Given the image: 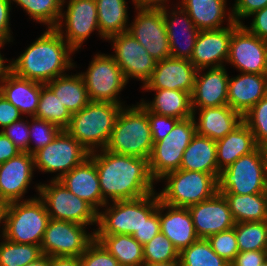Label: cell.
<instances>
[{
    "instance_id": "1",
    "label": "cell",
    "mask_w": 267,
    "mask_h": 266,
    "mask_svg": "<svg viewBox=\"0 0 267 266\" xmlns=\"http://www.w3.org/2000/svg\"><path fill=\"white\" fill-rule=\"evenodd\" d=\"M89 156L96 165L106 202L137 199L155 192L156 181L150 175L148 159L106 149L91 152Z\"/></svg>"
},
{
    "instance_id": "2",
    "label": "cell",
    "mask_w": 267,
    "mask_h": 266,
    "mask_svg": "<svg viewBox=\"0 0 267 266\" xmlns=\"http://www.w3.org/2000/svg\"><path fill=\"white\" fill-rule=\"evenodd\" d=\"M75 50L55 28L46 31L29 45L16 59H11L10 71L19 77L41 83L65 75L75 68L72 54Z\"/></svg>"
},
{
    "instance_id": "3",
    "label": "cell",
    "mask_w": 267,
    "mask_h": 266,
    "mask_svg": "<svg viewBox=\"0 0 267 266\" xmlns=\"http://www.w3.org/2000/svg\"><path fill=\"white\" fill-rule=\"evenodd\" d=\"M153 144L147 108L141 102L123 106L105 149L116 154L149 159Z\"/></svg>"
},
{
    "instance_id": "4",
    "label": "cell",
    "mask_w": 267,
    "mask_h": 266,
    "mask_svg": "<svg viewBox=\"0 0 267 266\" xmlns=\"http://www.w3.org/2000/svg\"><path fill=\"white\" fill-rule=\"evenodd\" d=\"M50 220L44 202L37 196L3 205L1 235L19 244L41 245Z\"/></svg>"
},
{
    "instance_id": "5",
    "label": "cell",
    "mask_w": 267,
    "mask_h": 266,
    "mask_svg": "<svg viewBox=\"0 0 267 266\" xmlns=\"http://www.w3.org/2000/svg\"><path fill=\"white\" fill-rule=\"evenodd\" d=\"M123 106L91 101L79 112L72 114L65 130L90 153L105 149Z\"/></svg>"
},
{
    "instance_id": "6",
    "label": "cell",
    "mask_w": 267,
    "mask_h": 266,
    "mask_svg": "<svg viewBox=\"0 0 267 266\" xmlns=\"http://www.w3.org/2000/svg\"><path fill=\"white\" fill-rule=\"evenodd\" d=\"M159 201L158 193L154 192L137 199L107 202L103 206L105 211L98 212L95 235H133L157 210Z\"/></svg>"
},
{
    "instance_id": "7",
    "label": "cell",
    "mask_w": 267,
    "mask_h": 266,
    "mask_svg": "<svg viewBox=\"0 0 267 266\" xmlns=\"http://www.w3.org/2000/svg\"><path fill=\"white\" fill-rule=\"evenodd\" d=\"M218 193L250 195L267 192V166L262 147L239 157L220 171Z\"/></svg>"
},
{
    "instance_id": "8",
    "label": "cell",
    "mask_w": 267,
    "mask_h": 266,
    "mask_svg": "<svg viewBox=\"0 0 267 266\" xmlns=\"http://www.w3.org/2000/svg\"><path fill=\"white\" fill-rule=\"evenodd\" d=\"M158 193L160 201L176 207H189L211 198L217 192V178L199 171L175 170L165 174Z\"/></svg>"
},
{
    "instance_id": "9",
    "label": "cell",
    "mask_w": 267,
    "mask_h": 266,
    "mask_svg": "<svg viewBox=\"0 0 267 266\" xmlns=\"http://www.w3.org/2000/svg\"><path fill=\"white\" fill-rule=\"evenodd\" d=\"M49 182L37 184L36 192L51 219L97 226L98 212L89 203L69 191L59 180Z\"/></svg>"
},
{
    "instance_id": "10",
    "label": "cell",
    "mask_w": 267,
    "mask_h": 266,
    "mask_svg": "<svg viewBox=\"0 0 267 266\" xmlns=\"http://www.w3.org/2000/svg\"><path fill=\"white\" fill-rule=\"evenodd\" d=\"M195 135L196 125L192 116L179 120L164 139L153 144L148 165L156 182L165 174L180 169L183 153Z\"/></svg>"
},
{
    "instance_id": "11",
    "label": "cell",
    "mask_w": 267,
    "mask_h": 266,
    "mask_svg": "<svg viewBox=\"0 0 267 266\" xmlns=\"http://www.w3.org/2000/svg\"><path fill=\"white\" fill-rule=\"evenodd\" d=\"M80 74L85 82L90 101L124 105L118 95L128 82L112 54L97 53L86 72Z\"/></svg>"
},
{
    "instance_id": "12",
    "label": "cell",
    "mask_w": 267,
    "mask_h": 266,
    "mask_svg": "<svg viewBox=\"0 0 267 266\" xmlns=\"http://www.w3.org/2000/svg\"><path fill=\"white\" fill-rule=\"evenodd\" d=\"M86 150L66 130H61L55 139L33 154L34 167L41 172L57 173L58 180L89 157Z\"/></svg>"
},
{
    "instance_id": "13",
    "label": "cell",
    "mask_w": 267,
    "mask_h": 266,
    "mask_svg": "<svg viewBox=\"0 0 267 266\" xmlns=\"http://www.w3.org/2000/svg\"><path fill=\"white\" fill-rule=\"evenodd\" d=\"M86 226L62 220H49L42 243V254L50 257H80L95 240Z\"/></svg>"
},
{
    "instance_id": "14",
    "label": "cell",
    "mask_w": 267,
    "mask_h": 266,
    "mask_svg": "<svg viewBox=\"0 0 267 266\" xmlns=\"http://www.w3.org/2000/svg\"><path fill=\"white\" fill-rule=\"evenodd\" d=\"M137 15L128 32L156 61L171 57L163 7H135Z\"/></svg>"
},
{
    "instance_id": "15",
    "label": "cell",
    "mask_w": 267,
    "mask_h": 266,
    "mask_svg": "<svg viewBox=\"0 0 267 266\" xmlns=\"http://www.w3.org/2000/svg\"><path fill=\"white\" fill-rule=\"evenodd\" d=\"M65 3H68L67 9H65L66 11L62 10L59 23L55 29L75 51L83 46V42L95 30L104 39L100 35L96 0H69L67 2L63 0V5Z\"/></svg>"
},
{
    "instance_id": "16",
    "label": "cell",
    "mask_w": 267,
    "mask_h": 266,
    "mask_svg": "<svg viewBox=\"0 0 267 266\" xmlns=\"http://www.w3.org/2000/svg\"><path fill=\"white\" fill-rule=\"evenodd\" d=\"M228 63L240 73L267 74V41L234 22Z\"/></svg>"
},
{
    "instance_id": "17",
    "label": "cell",
    "mask_w": 267,
    "mask_h": 266,
    "mask_svg": "<svg viewBox=\"0 0 267 266\" xmlns=\"http://www.w3.org/2000/svg\"><path fill=\"white\" fill-rule=\"evenodd\" d=\"M107 40L113 42L115 54L112 56L122 69L126 81L134 78L142 81L144 86L151 78L157 61L128 31L112 35Z\"/></svg>"
},
{
    "instance_id": "18",
    "label": "cell",
    "mask_w": 267,
    "mask_h": 266,
    "mask_svg": "<svg viewBox=\"0 0 267 266\" xmlns=\"http://www.w3.org/2000/svg\"><path fill=\"white\" fill-rule=\"evenodd\" d=\"M187 208L199 238L207 239L210 235L233 228L236 224L222 193L216 192L211 198Z\"/></svg>"
},
{
    "instance_id": "19",
    "label": "cell",
    "mask_w": 267,
    "mask_h": 266,
    "mask_svg": "<svg viewBox=\"0 0 267 266\" xmlns=\"http://www.w3.org/2000/svg\"><path fill=\"white\" fill-rule=\"evenodd\" d=\"M34 167L33 155L20 152L17 156L0 164V203L24 201V194L32 182Z\"/></svg>"
},
{
    "instance_id": "20",
    "label": "cell",
    "mask_w": 267,
    "mask_h": 266,
    "mask_svg": "<svg viewBox=\"0 0 267 266\" xmlns=\"http://www.w3.org/2000/svg\"><path fill=\"white\" fill-rule=\"evenodd\" d=\"M233 23L217 30H201L198 33L190 62L198 69L226 66Z\"/></svg>"
},
{
    "instance_id": "21",
    "label": "cell",
    "mask_w": 267,
    "mask_h": 266,
    "mask_svg": "<svg viewBox=\"0 0 267 266\" xmlns=\"http://www.w3.org/2000/svg\"><path fill=\"white\" fill-rule=\"evenodd\" d=\"M197 69L188 59L165 58L157 61L143 89H169L192 93Z\"/></svg>"
},
{
    "instance_id": "22",
    "label": "cell",
    "mask_w": 267,
    "mask_h": 266,
    "mask_svg": "<svg viewBox=\"0 0 267 266\" xmlns=\"http://www.w3.org/2000/svg\"><path fill=\"white\" fill-rule=\"evenodd\" d=\"M205 69H209L202 73ZM229 75L225 66L198 69L191 93V108L218 107L228 104Z\"/></svg>"
},
{
    "instance_id": "23",
    "label": "cell",
    "mask_w": 267,
    "mask_h": 266,
    "mask_svg": "<svg viewBox=\"0 0 267 266\" xmlns=\"http://www.w3.org/2000/svg\"><path fill=\"white\" fill-rule=\"evenodd\" d=\"M174 7L170 11L166 6H163V17L166 23L171 57L190 60L199 30L180 5H176L177 8ZM180 39H184L182 40L183 43Z\"/></svg>"
},
{
    "instance_id": "24",
    "label": "cell",
    "mask_w": 267,
    "mask_h": 266,
    "mask_svg": "<svg viewBox=\"0 0 267 266\" xmlns=\"http://www.w3.org/2000/svg\"><path fill=\"white\" fill-rule=\"evenodd\" d=\"M58 180L97 212L107 203L101 193L96 165L90 156Z\"/></svg>"
},
{
    "instance_id": "25",
    "label": "cell",
    "mask_w": 267,
    "mask_h": 266,
    "mask_svg": "<svg viewBox=\"0 0 267 266\" xmlns=\"http://www.w3.org/2000/svg\"><path fill=\"white\" fill-rule=\"evenodd\" d=\"M159 217L161 233L173 243L178 252L199 239L187 207L171 206L159 201Z\"/></svg>"
},
{
    "instance_id": "26",
    "label": "cell",
    "mask_w": 267,
    "mask_h": 266,
    "mask_svg": "<svg viewBox=\"0 0 267 266\" xmlns=\"http://www.w3.org/2000/svg\"><path fill=\"white\" fill-rule=\"evenodd\" d=\"M197 110L200 112L198 113V119L195 117ZM192 111L196 134L215 141L224 138L243 122V115L233 110L228 104L218 107L192 109Z\"/></svg>"
},
{
    "instance_id": "27",
    "label": "cell",
    "mask_w": 267,
    "mask_h": 266,
    "mask_svg": "<svg viewBox=\"0 0 267 266\" xmlns=\"http://www.w3.org/2000/svg\"><path fill=\"white\" fill-rule=\"evenodd\" d=\"M267 95V74L242 73L228 83V105L244 115Z\"/></svg>"
},
{
    "instance_id": "28",
    "label": "cell",
    "mask_w": 267,
    "mask_h": 266,
    "mask_svg": "<svg viewBox=\"0 0 267 266\" xmlns=\"http://www.w3.org/2000/svg\"><path fill=\"white\" fill-rule=\"evenodd\" d=\"M44 83L19 77L9 71L0 82V93L15 107L22 115L34 117L40 100L41 88Z\"/></svg>"
},
{
    "instance_id": "29",
    "label": "cell",
    "mask_w": 267,
    "mask_h": 266,
    "mask_svg": "<svg viewBox=\"0 0 267 266\" xmlns=\"http://www.w3.org/2000/svg\"><path fill=\"white\" fill-rule=\"evenodd\" d=\"M226 2L227 0H181L178 5L188 13L195 27L201 31L225 28L222 25L224 20L234 23L231 10L226 12Z\"/></svg>"
},
{
    "instance_id": "30",
    "label": "cell",
    "mask_w": 267,
    "mask_h": 266,
    "mask_svg": "<svg viewBox=\"0 0 267 266\" xmlns=\"http://www.w3.org/2000/svg\"><path fill=\"white\" fill-rule=\"evenodd\" d=\"M257 147L253 133L243 121L224 138L216 141L218 170L227 168L239 157L253 152Z\"/></svg>"
},
{
    "instance_id": "31",
    "label": "cell",
    "mask_w": 267,
    "mask_h": 266,
    "mask_svg": "<svg viewBox=\"0 0 267 266\" xmlns=\"http://www.w3.org/2000/svg\"><path fill=\"white\" fill-rule=\"evenodd\" d=\"M180 169L213 174L218 178L216 141L196 134L183 153Z\"/></svg>"
},
{
    "instance_id": "32",
    "label": "cell",
    "mask_w": 267,
    "mask_h": 266,
    "mask_svg": "<svg viewBox=\"0 0 267 266\" xmlns=\"http://www.w3.org/2000/svg\"><path fill=\"white\" fill-rule=\"evenodd\" d=\"M155 91L152 101L141 100V103L151 112L184 120L193 116L191 95L188 92L169 89H144Z\"/></svg>"
},
{
    "instance_id": "33",
    "label": "cell",
    "mask_w": 267,
    "mask_h": 266,
    "mask_svg": "<svg viewBox=\"0 0 267 266\" xmlns=\"http://www.w3.org/2000/svg\"><path fill=\"white\" fill-rule=\"evenodd\" d=\"M45 85L59 98L71 114L79 112L91 102L80 73L59 76Z\"/></svg>"
},
{
    "instance_id": "34",
    "label": "cell",
    "mask_w": 267,
    "mask_h": 266,
    "mask_svg": "<svg viewBox=\"0 0 267 266\" xmlns=\"http://www.w3.org/2000/svg\"><path fill=\"white\" fill-rule=\"evenodd\" d=\"M95 239L114 256L121 266H144L143 245L132 235H95Z\"/></svg>"
},
{
    "instance_id": "35",
    "label": "cell",
    "mask_w": 267,
    "mask_h": 266,
    "mask_svg": "<svg viewBox=\"0 0 267 266\" xmlns=\"http://www.w3.org/2000/svg\"><path fill=\"white\" fill-rule=\"evenodd\" d=\"M222 194L236 223L267 220V192L250 195Z\"/></svg>"
},
{
    "instance_id": "36",
    "label": "cell",
    "mask_w": 267,
    "mask_h": 266,
    "mask_svg": "<svg viewBox=\"0 0 267 266\" xmlns=\"http://www.w3.org/2000/svg\"><path fill=\"white\" fill-rule=\"evenodd\" d=\"M100 35L104 40L127 32L130 22L126 0H96Z\"/></svg>"
},
{
    "instance_id": "37",
    "label": "cell",
    "mask_w": 267,
    "mask_h": 266,
    "mask_svg": "<svg viewBox=\"0 0 267 266\" xmlns=\"http://www.w3.org/2000/svg\"><path fill=\"white\" fill-rule=\"evenodd\" d=\"M15 2L26 11L29 19L47 25V28H55L59 23L63 5V0H9Z\"/></svg>"
},
{
    "instance_id": "38",
    "label": "cell",
    "mask_w": 267,
    "mask_h": 266,
    "mask_svg": "<svg viewBox=\"0 0 267 266\" xmlns=\"http://www.w3.org/2000/svg\"><path fill=\"white\" fill-rule=\"evenodd\" d=\"M34 117L53 123L61 130H65L70 123L72 114L59 98L44 85L41 88L40 100Z\"/></svg>"
},
{
    "instance_id": "39",
    "label": "cell",
    "mask_w": 267,
    "mask_h": 266,
    "mask_svg": "<svg viewBox=\"0 0 267 266\" xmlns=\"http://www.w3.org/2000/svg\"><path fill=\"white\" fill-rule=\"evenodd\" d=\"M234 230L239 252L266 251L267 220L236 223Z\"/></svg>"
},
{
    "instance_id": "40",
    "label": "cell",
    "mask_w": 267,
    "mask_h": 266,
    "mask_svg": "<svg viewBox=\"0 0 267 266\" xmlns=\"http://www.w3.org/2000/svg\"><path fill=\"white\" fill-rule=\"evenodd\" d=\"M181 266H230L218 256L207 239L199 238L189 247L179 252Z\"/></svg>"
},
{
    "instance_id": "41",
    "label": "cell",
    "mask_w": 267,
    "mask_h": 266,
    "mask_svg": "<svg viewBox=\"0 0 267 266\" xmlns=\"http://www.w3.org/2000/svg\"><path fill=\"white\" fill-rule=\"evenodd\" d=\"M0 242V266H26L43 254L41 247L34 244H19L2 237Z\"/></svg>"
},
{
    "instance_id": "42",
    "label": "cell",
    "mask_w": 267,
    "mask_h": 266,
    "mask_svg": "<svg viewBox=\"0 0 267 266\" xmlns=\"http://www.w3.org/2000/svg\"><path fill=\"white\" fill-rule=\"evenodd\" d=\"M144 265L179 260V252L173 243L164 236L157 234L150 242L143 246Z\"/></svg>"
},
{
    "instance_id": "43",
    "label": "cell",
    "mask_w": 267,
    "mask_h": 266,
    "mask_svg": "<svg viewBox=\"0 0 267 266\" xmlns=\"http://www.w3.org/2000/svg\"><path fill=\"white\" fill-rule=\"evenodd\" d=\"M243 121L254 135L258 147L267 145V95L243 115Z\"/></svg>"
},
{
    "instance_id": "44",
    "label": "cell",
    "mask_w": 267,
    "mask_h": 266,
    "mask_svg": "<svg viewBox=\"0 0 267 266\" xmlns=\"http://www.w3.org/2000/svg\"><path fill=\"white\" fill-rule=\"evenodd\" d=\"M31 119L29 122V154L33 155L52 142L61 129L48 121L36 117H31ZM31 143L34 145L32 146Z\"/></svg>"
},
{
    "instance_id": "45",
    "label": "cell",
    "mask_w": 267,
    "mask_h": 266,
    "mask_svg": "<svg viewBox=\"0 0 267 266\" xmlns=\"http://www.w3.org/2000/svg\"><path fill=\"white\" fill-rule=\"evenodd\" d=\"M207 240L210 242L213 251L230 264L239 253L234 227L220 233L212 234Z\"/></svg>"
},
{
    "instance_id": "46",
    "label": "cell",
    "mask_w": 267,
    "mask_h": 266,
    "mask_svg": "<svg viewBox=\"0 0 267 266\" xmlns=\"http://www.w3.org/2000/svg\"><path fill=\"white\" fill-rule=\"evenodd\" d=\"M79 258L81 266H121L96 239Z\"/></svg>"
},
{
    "instance_id": "47",
    "label": "cell",
    "mask_w": 267,
    "mask_h": 266,
    "mask_svg": "<svg viewBox=\"0 0 267 266\" xmlns=\"http://www.w3.org/2000/svg\"><path fill=\"white\" fill-rule=\"evenodd\" d=\"M23 119L13 122L1 131L21 152L29 153V120Z\"/></svg>"
},
{
    "instance_id": "48",
    "label": "cell",
    "mask_w": 267,
    "mask_h": 266,
    "mask_svg": "<svg viewBox=\"0 0 267 266\" xmlns=\"http://www.w3.org/2000/svg\"><path fill=\"white\" fill-rule=\"evenodd\" d=\"M147 116L154 143L164 139L179 121L173 117L155 114L148 109Z\"/></svg>"
},
{
    "instance_id": "49",
    "label": "cell",
    "mask_w": 267,
    "mask_h": 266,
    "mask_svg": "<svg viewBox=\"0 0 267 266\" xmlns=\"http://www.w3.org/2000/svg\"><path fill=\"white\" fill-rule=\"evenodd\" d=\"M161 232L160 217H159V204L157 210L144 221L142 226L136 231L132 237L141 245L150 242L157 234Z\"/></svg>"
},
{
    "instance_id": "50",
    "label": "cell",
    "mask_w": 267,
    "mask_h": 266,
    "mask_svg": "<svg viewBox=\"0 0 267 266\" xmlns=\"http://www.w3.org/2000/svg\"><path fill=\"white\" fill-rule=\"evenodd\" d=\"M266 6L267 0H235L231 9L233 20L238 24H242L243 19Z\"/></svg>"
},
{
    "instance_id": "51",
    "label": "cell",
    "mask_w": 267,
    "mask_h": 266,
    "mask_svg": "<svg viewBox=\"0 0 267 266\" xmlns=\"http://www.w3.org/2000/svg\"><path fill=\"white\" fill-rule=\"evenodd\" d=\"M12 7L9 0H0V44L13 42L10 28V12Z\"/></svg>"
},
{
    "instance_id": "52",
    "label": "cell",
    "mask_w": 267,
    "mask_h": 266,
    "mask_svg": "<svg viewBox=\"0 0 267 266\" xmlns=\"http://www.w3.org/2000/svg\"><path fill=\"white\" fill-rule=\"evenodd\" d=\"M23 115L17 107L10 103L0 93V127L3 130L5 127L11 125L13 122L21 120Z\"/></svg>"
},
{
    "instance_id": "53",
    "label": "cell",
    "mask_w": 267,
    "mask_h": 266,
    "mask_svg": "<svg viewBox=\"0 0 267 266\" xmlns=\"http://www.w3.org/2000/svg\"><path fill=\"white\" fill-rule=\"evenodd\" d=\"M253 17L250 26L242 25L251 33L262 40L267 41V6L261 10L255 11L249 17Z\"/></svg>"
},
{
    "instance_id": "54",
    "label": "cell",
    "mask_w": 267,
    "mask_h": 266,
    "mask_svg": "<svg viewBox=\"0 0 267 266\" xmlns=\"http://www.w3.org/2000/svg\"><path fill=\"white\" fill-rule=\"evenodd\" d=\"M266 259V251L239 252L230 266H258Z\"/></svg>"
},
{
    "instance_id": "55",
    "label": "cell",
    "mask_w": 267,
    "mask_h": 266,
    "mask_svg": "<svg viewBox=\"0 0 267 266\" xmlns=\"http://www.w3.org/2000/svg\"><path fill=\"white\" fill-rule=\"evenodd\" d=\"M21 151L0 131V164L17 156Z\"/></svg>"
},
{
    "instance_id": "56",
    "label": "cell",
    "mask_w": 267,
    "mask_h": 266,
    "mask_svg": "<svg viewBox=\"0 0 267 266\" xmlns=\"http://www.w3.org/2000/svg\"><path fill=\"white\" fill-rule=\"evenodd\" d=\"M50 266H81L79 257H50Z\"/></svg>"
},
{
    "instance_id": "57",
    "label": "cell",
    "mask_w": 267,
    "mask_h": 266,
    "mask_svg": "<svg viewBox=\"0 0 267 266\" xmlns=\"http://www.w3.org/2000/svg\"><path fill=\"white\" fill-rule=\"evenodd\" d=\"M169 0H132L135 7H163Z\"/></svg>"
},
{
    "instance_id": "58",
    "label": "cell",
    "mask_w": 267,
    "mask_h": 266,
    "mask_svg": "<svg viewBox=\"0 0 267 266\" xmlns=\"http://www.w3.org/2000/svg\"><path fill=\"white\" fill-rule=\"evenodd\" d=\"M3 46L4 45L0 44V49H2ZM5 61L8 62L9 60L7 58H4L3 55H1L0 53V82L6 77L7 73L10 71V63L6 65Z\"/></svg>"
},
{
    "instance_id": "59",
    "label": "cell",
    "mask_w": 267,
    "mask_h": 266,
    "mask_svg": "<svg viewBox=\"0 0 267 266\" xmlns=\"http://www.w3.org/2000/svg\"><path fill=\"white\" fill-rule=\"evenodd\" d=\"M26 266H50V256L43 254L36 261L30 262Z\"/></svg>"
},
{
    "instance_id": "60",
    "label": "cell",
    "mask_w": 267,
    "mask_h": 266,
    "mask_svg": "<svg viewBox=\"0 0 267 266\" xmlns=\"http://www.w3.org/2000/svg\"><path fill=\"white\" fill-rule=\"evenodd\" d=\"M144 266H181L179 260L170 261V262H161V263H155L151 265H144Z\"/></svg>"
},
{
    "instance_id": "61",
    "label": "cell",
    "mask_w": 267,
    "mask_h": 266,
    "mask_svg": "<svg viewBox=\"0 0 267 266\" xmlns=\"http://www.w3.org/2000/svg\"><path fill=\"white\" fill-rule=\"evenodd\" d=\"M2 209H3V205L0 203V224H1V221H2ZM0 228H1V225H0Z\"/></svg>"
},
{
    "instance_id": "62",
    "label": "cell",
    "mask_w": 267,
    "mask_h": 266,
    "mask_svg": "<svg viewBox=\"0 0 267 266\" xmlns=\"http://www.w3.org/2000/svg\"><path fill=\"white\" fill-rule=\"evenodd\" d=\"M265 158H266V166H267V145L263 147Z\"/></svg>"
},
{
    "instance_id": "63",
    "label": "cell",
    "mask_w": 267,
    "mask_h": 266,
    "mask_svg": "<svg viewBox=\"0 0 267 266\" xmlns=\"http://www.w3.org/2000/svg\"><path fill=\"white\" fill-rule=\"evenodd\" d=\"M258 266H267V259Z\"/></svg>"
}]
</instances>
